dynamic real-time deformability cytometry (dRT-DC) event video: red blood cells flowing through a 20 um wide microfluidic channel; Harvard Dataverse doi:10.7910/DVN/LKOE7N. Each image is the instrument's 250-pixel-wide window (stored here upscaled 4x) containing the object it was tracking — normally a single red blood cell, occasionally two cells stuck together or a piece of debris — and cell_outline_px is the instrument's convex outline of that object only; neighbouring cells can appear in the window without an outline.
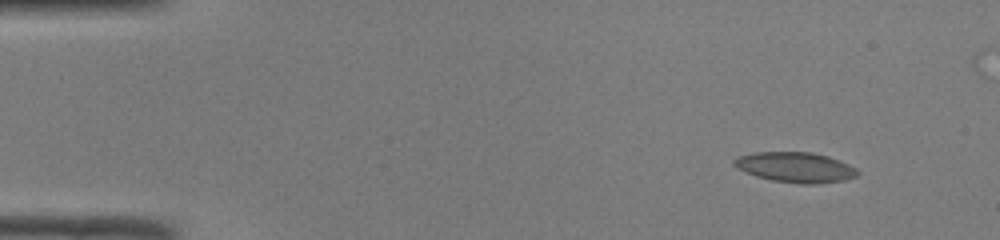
{"species": "common noctule bat (a hibernating species)", "species_latin": "Nyctalus noctula", "temperature_condition": "room temperature", "stored_images_in_passage": 47, "camera_frame_rate_fps": 3000, "um_per_image_px": 0.085, "animal": {"sex": "male", "body_mass_g": 19.0, "forearm_length_mm": 50.8}, "frame": {"image": 1, "passage_image": 1, "time_ms": 0.0, "image_size_px": [1000, 240], "cell_outline_px": [[860, 172], [856, 176], [844, 180], [812, 184], [800, 184], [772, 180], [756, 176], [744, 172], [736, 168], [732, 164], [732, 160], [740, 156], [752, 152], [812, 152], [828, 156], [848, 164], [856, 168]], "centroid_in_image_um": [67.58, 14.21], "position_along_channel_um": 17.4, "area_um2": 21.79}}
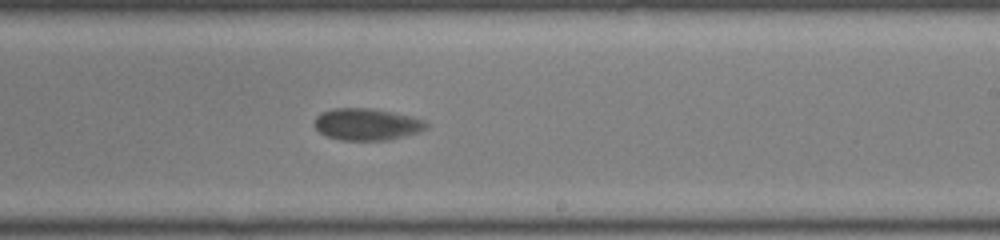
{"frame": {"image": 2, "passage_image": 27, "time_ms": 8.667, "image_size_px": [1000, 240], "cell_outline_px": [[428, 128], [420, 132], [388, 140], [340, 140], [328, 136], [320, 132], [312, 124], [316, 116], [320, 112], [332, 108], [372, 108], [412, 116], [424, 120], [428, 124]], "centroid_in_image_um": [31.17, 10.56], "position_along_channel_um": 257.8, "area_um2": 20.98}}
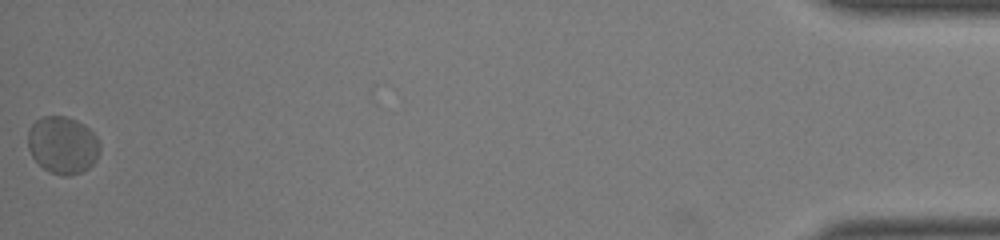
{"frame": {"image": 3, "passage_image": 47, "time_ms": 15.333, "image_size_px": [1000, 240], "cell_outline_px": [[100, 152], [96, 160], [88, 168], [80, 172], [68, 176], [64, 176], [48, 172], [32, 156], [28, 148], [28, 128], [40, 116], [64, 116], [76, 120], [84, 124], [96, 136], [100, 144]], "centroid_in_image_um": [5.32, 12.32], "position_along_channel_um": 429.9, "area_um2": 24.16}, "authors_computed_cell_mechanics": {"area_um2": 21.1548, "velocity_mm_per_s": 3.9881, "shape_relaxation_time_tau1_ms": 4.4023, "shape_relaxation_time_tau2_ms": null, "deformation_change_tau1": 0.0928, "deformation_change_tau2": null}}